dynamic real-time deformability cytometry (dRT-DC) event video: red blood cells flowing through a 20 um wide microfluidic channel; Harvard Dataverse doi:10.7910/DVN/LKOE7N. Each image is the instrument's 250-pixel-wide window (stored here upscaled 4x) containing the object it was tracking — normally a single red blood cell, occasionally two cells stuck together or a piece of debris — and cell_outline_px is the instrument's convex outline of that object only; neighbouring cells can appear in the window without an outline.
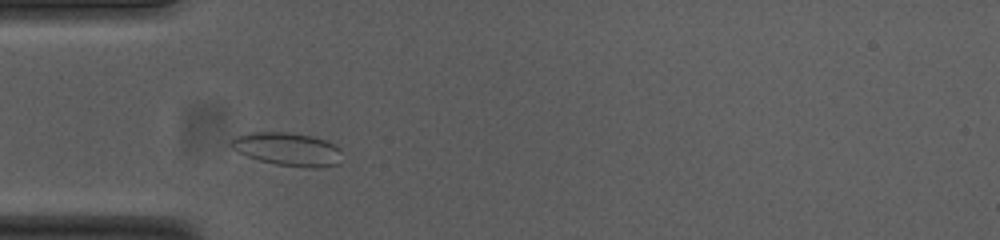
{"species": "common noctule bat (a hibernating species)", "species_latin": "Nyctalus noctula", "temperature_condition": "cold", "stored_images_in_passage": 32, "camera_frame_rate_fps": 3000, "um_per_image_px": 0.085, "animal": {"sex": "female", "body_mass_g": 23.0, "forearm_length_mm": 53.4}, "frame": {"image": 1, "passage_image": 4, "time_ms": 1.0, "image_size_px": [1000, 240], "cell_outline_px": [[340, 164], [316, 168], [308, 168], [276, 164], [260, 160], [248, 156], [232, 148], [228, 144], [236, 136], [252, 132], [288, 132], [312, 136], [324, 140], [340, 148]], "centroid_in_image_um": [24.45, 12.68], "position_along_channel_um": 60.5, "area_um2": 21.33}}
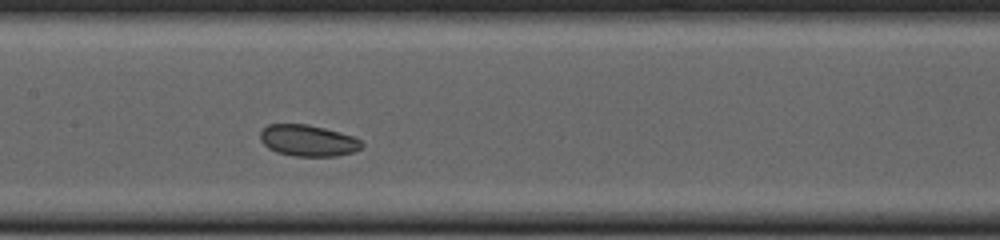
{"frame": {"image": 2, "passage_image": 14, "time_ms": 4.333, "image_size_px": [1000, 240], "cell_outline_px": [[364, 144], [356, 152], [336, 156], [296, 156], [276, 152], [268, 148], [260, 140], [260, 132], [268, 124], [308, 124], [324, 128], [352, 136], [360, 140]], "centroid_in_image_um": [26.18, 11.95], "position_along_channel_um": 181.2, "area_um2": 18.55}}
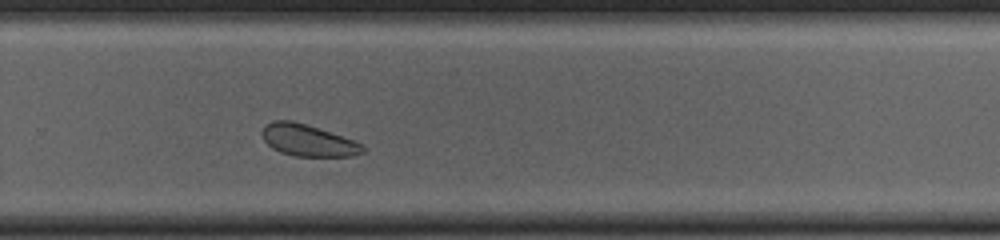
{"frame": {"image": 3, "passage_image": 24, "time_ms": 7.667, "image_size_px": [1000, 240], "cell_outline_px": [[364, 152], [352, 156], [296, 156], [280, 152], [272, 148], [264, 140], [260, 132], [264, 124], [272, 120], [292, 120], [352, 140], [360, 144], [364, 148]], "centroid_in_image_um": [26.09, 11.93], "position_along_channel_um": 303.7, "area_um2": 18.32}}